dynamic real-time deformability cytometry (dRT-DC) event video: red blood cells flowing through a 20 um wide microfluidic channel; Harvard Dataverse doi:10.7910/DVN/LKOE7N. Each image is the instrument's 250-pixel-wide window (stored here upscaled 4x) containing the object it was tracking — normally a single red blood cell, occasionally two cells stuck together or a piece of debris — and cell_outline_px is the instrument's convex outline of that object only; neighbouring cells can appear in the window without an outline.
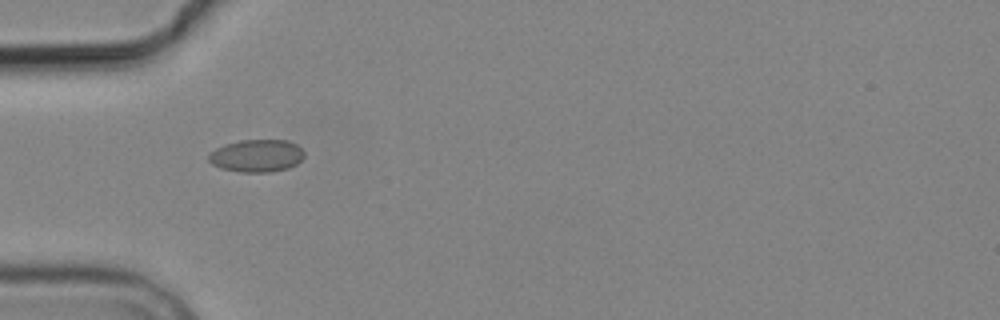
{"species": "common noctule bat (a hibernating species)", "species_latin": "Nyctalus noctula", "temperature_condition": "cold", "stored_images_in_passage": 3, "camera_frame_rate_fps": 3000, "um_per_image_px": 0.085, "animal": {"sex": "male", "body_mass_g": 19.2, "forearm_length_mm": 51.8}, "frame": {"image": 1, "passage_image": 2, "time_ms": 1.333, "image_size_px": [1000, 320], "cell_outline_px": [[304, 156], [296, 164], [288, 168], [272, 172], [240, 172], [220, 168], [212, 164], [208, 160], [208, 152], [224, 144], [240, 140], [288, 140], [296, 144], [304, 152]], "centroid_in_image_um": [21.79, 13.24], "position_along_channel_um": 63.2, "area_um2": 18.26}}
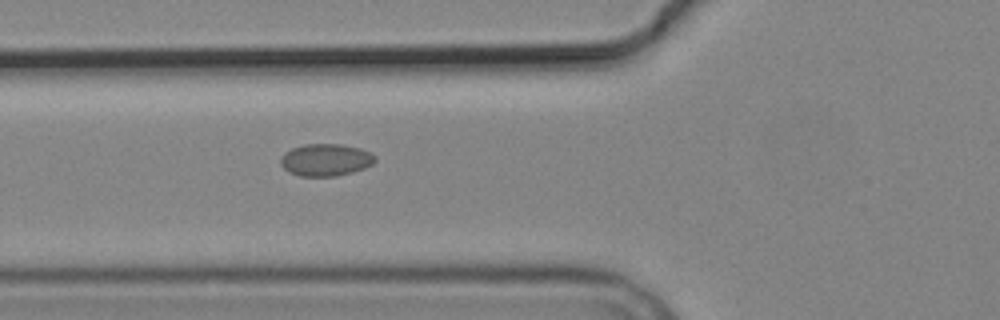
{"frame": {"image": 2, "passage_image": 3, "time_ms": 2.333, "image_size_px": [1000, 320], "cell_outline_px": [[376, 160], [372, 164], [364, 168], [352, 172], [336, 176], [300, 176], [288, 172], [280, 164], [280, 156], [284, 152], [292, 148], [304, 144], [340, 144], [360, 148], [372, 152], [376, 156]], "centroid_in_image_um": [27.68, 13.58], "position_along_channel_um": 98.1, "area_um2": 17.92}}